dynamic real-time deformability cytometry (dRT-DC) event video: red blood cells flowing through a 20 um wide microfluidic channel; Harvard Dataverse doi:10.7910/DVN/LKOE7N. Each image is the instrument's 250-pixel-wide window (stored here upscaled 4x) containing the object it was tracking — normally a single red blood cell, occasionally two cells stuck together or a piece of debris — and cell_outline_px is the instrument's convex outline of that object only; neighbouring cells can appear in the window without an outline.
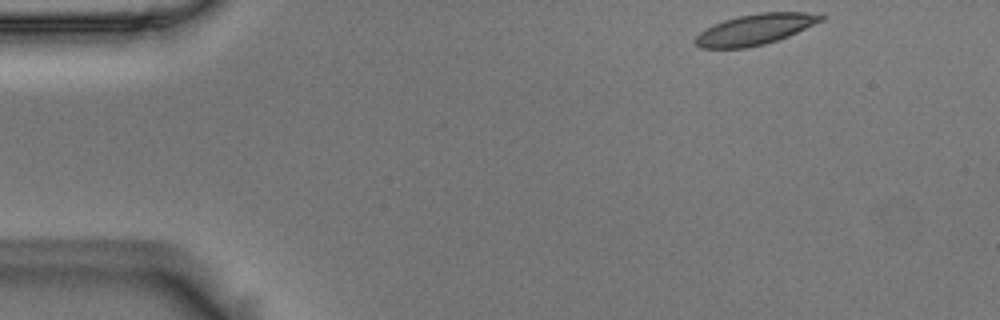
{"species": "Egyptian fruit bat (a non-hibernating species)", "species_latin": "Rousettus aegyptiacus", "temperature_condition": "room temperature", "stored_images_in_passage": 49, "camera_frame_rate_fps": 3000, "um_per_image_px": 0.085, "animal": {"sex": "male"}, "frame": {"image": 1, "passage_image": 1, "time_ms": 0.0, "image_size_px": [1000, 320], "cell_outline_px": [[824, 20], [788, 36], [764, 44], [744, 48], [700, 48], [696, 44], [696, 36], [700, 32], [724, 20], [740, 16], [760, 12], [808, 12], [824, 16]], "centroid_in_image_um": [64.21, 2.49], "position_along_channel_um": 20.8, "area_um2": 22.08}}
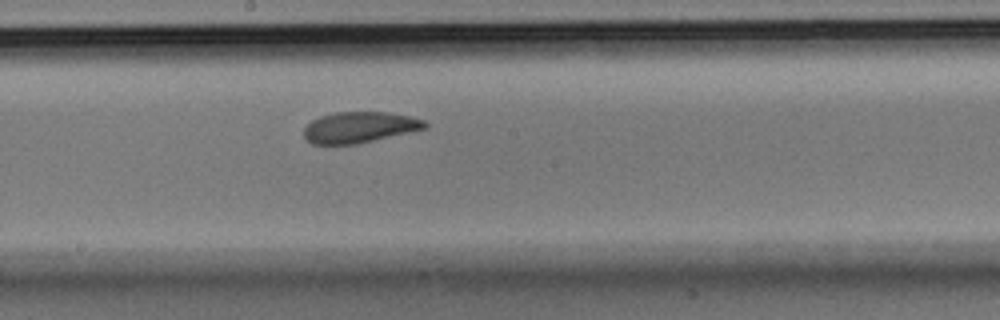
{"frame": {"image": 2, "passage_image": 24, "time_ms": 7.667, "image_size_px": [1000, 320], "cell_outline_px": [[428, 124], [424, 128], [408, 132], [356, 144], [312, 144], [304, 136], [304, 128], [312, 120], [320, 116], [336, 112], [388, 112], [408, 116], [424, 120]], "centroid_in_image_um": [30.52, 10.81], "position_along_channel_um": 217.7, "area_um2": 21.5}}
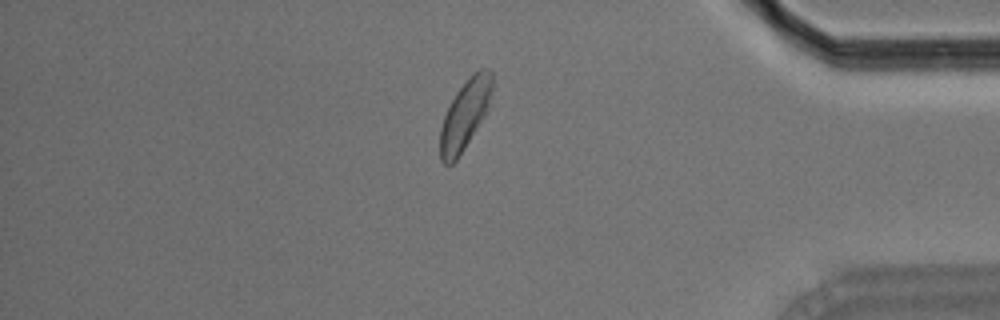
{"frame": {"image": 3, "passage_image": 41, "time_ms": 13.333, "image_size_px": [1000, 320], "cell_outline_px": [[496, 84], [488, 112], [456, 160], [452, 164], [444, 164], [440, 160], [440, 128], [444, 116], [456, 92], [472, 72], [480, 68], [488, 68], [492, 72]], "centroid_in_image_um": [39.6, 9.67], "position_along_channel_um": 395.6, "area_um2": 21.68}, "authors_computed_cell_mechanics": {"area_um2": 22.5998, "velocity_mm_per_s": 3.6611, "shape_relaxation_time_tau1_ms": 3.3822, "shape_relaxation_time_tau2_ms": 2.3111, "deformation_change_tau1": 0.0957, "deformation_change_tau2": 0.0624}}